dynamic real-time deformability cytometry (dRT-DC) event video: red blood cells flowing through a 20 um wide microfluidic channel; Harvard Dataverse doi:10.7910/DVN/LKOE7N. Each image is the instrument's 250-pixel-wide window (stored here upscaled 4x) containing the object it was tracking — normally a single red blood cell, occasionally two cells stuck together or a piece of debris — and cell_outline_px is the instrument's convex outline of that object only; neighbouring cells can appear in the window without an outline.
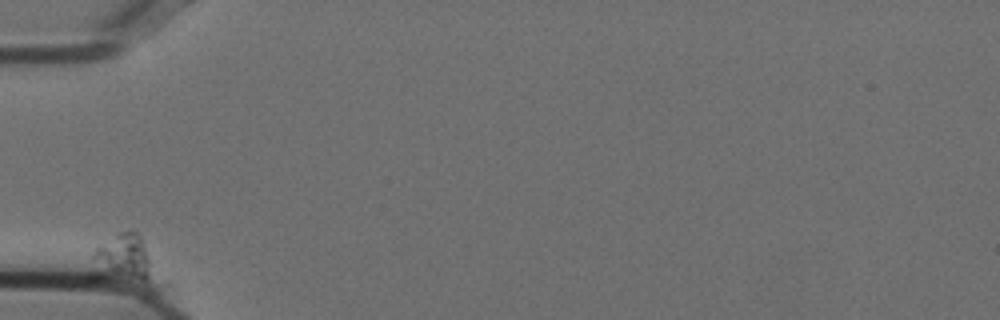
{"species": "Egyptian fruit bat (a non-hibernating species)", "species_latin": "Rousettus aegyptiacus", "temperature_condition": "cold", "stored_images_in_passage": 17, "camera_frame_rate_fps": 3000, "um_per_image_px": 0.085, "animal": {"sex": "female"}, "frame": {"image": 1, "passage_image": 1, "time_ms": 0.0, "image_size_px": [1000, 320], "cell_outline_px": [[180, 296], [176, 296], [88, 280], [88, 276], [92, 252], [96, 248], [120, 232], [132, 228], [140, 236], [176, 288]], "centroid_in_image_um": [10.99, 22.53], "position_along_channel_um": 74.0, "area_um2": 25.26}}
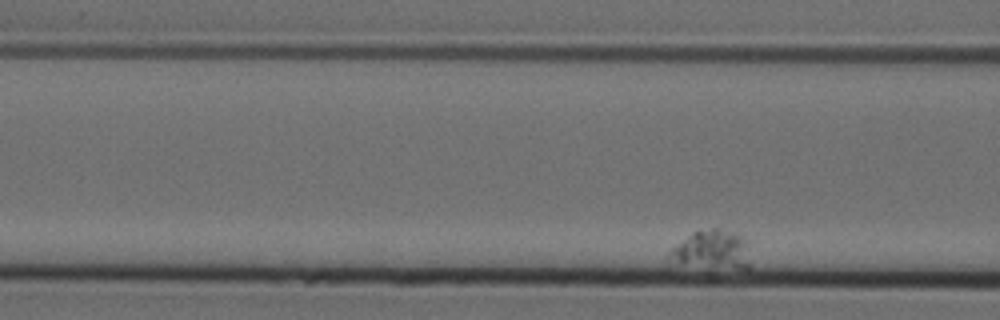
{"frame": {"image": 2, "passage_image": 7, "time_ms": 2.0, "image_size_px": [1000, 320], "cell_outline_px": [[748, 268], [740, 268], [680, 260], [668, 256], [672, 248], [692, 232], [712, 228], [716, 228], [736, 232], [744, 240], [748, 264]], "centroid_in_image_um": [60.56, 21.12], "position_along_channel_um": 106.0, "area_um2": 16.36}}
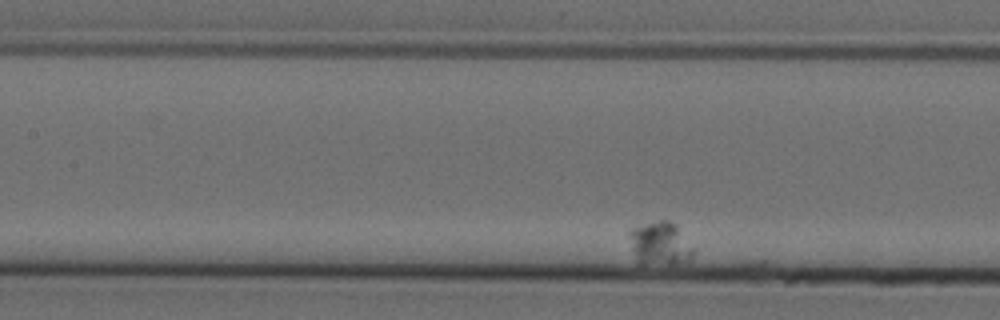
{"frame": {"image": 3, "passage_image": 14, "time_ms": 4.333, "image_size_px": [1000, 320], "cell_outline_px": [[692, 256], [688, 260], [672, 264], [640, 264], [636, 260], [628, 236], [628, 232], [632, 228], [644, 224], [660, 220], [668, 220], [676, 224], [692, 248]], "centroid_in_image_um": [56.05, 20.7], "position_along_channel_um": 151.3, "area_um2": 15.95}}